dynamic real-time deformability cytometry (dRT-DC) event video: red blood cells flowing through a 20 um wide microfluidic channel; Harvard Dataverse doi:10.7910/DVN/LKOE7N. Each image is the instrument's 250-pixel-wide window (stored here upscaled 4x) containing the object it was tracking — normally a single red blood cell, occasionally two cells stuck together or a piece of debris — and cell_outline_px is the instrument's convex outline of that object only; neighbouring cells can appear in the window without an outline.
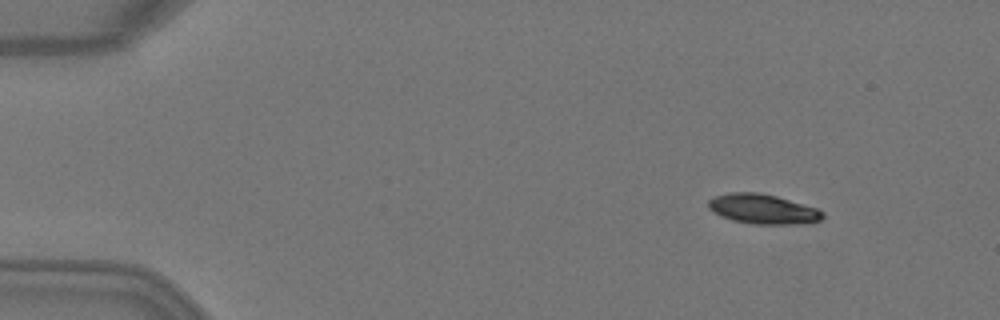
{"species": "Egyptian fruit bat (a non-hibernating species)", "species_latin": "Rousettus aegyptiacus", "temperature_condition": "warm", "stored_images_in_passage": 2, "camera_frame_rate_fps": 3000, "um_per_image_px": 0.085, "animal": {"sex": "female"}, "frame": {"image": 1, "passage_image": 1, "time_ms": 0.0, "image_size_px": [1000, 320], "cell_outline_px": [[824, 216], [820, 220], [812, 224], [752, 224], [732, 220], [720, 216], [712, 212], [708, 208], [708, 200], [716, 196], [728, 192], [760, 192], [776, 196], [816, 208], [824, 212]], "centroid_in_image_um": [64.84, 17.78], "position_along_channel_um": 20.2, "area_um2": 20.06}}